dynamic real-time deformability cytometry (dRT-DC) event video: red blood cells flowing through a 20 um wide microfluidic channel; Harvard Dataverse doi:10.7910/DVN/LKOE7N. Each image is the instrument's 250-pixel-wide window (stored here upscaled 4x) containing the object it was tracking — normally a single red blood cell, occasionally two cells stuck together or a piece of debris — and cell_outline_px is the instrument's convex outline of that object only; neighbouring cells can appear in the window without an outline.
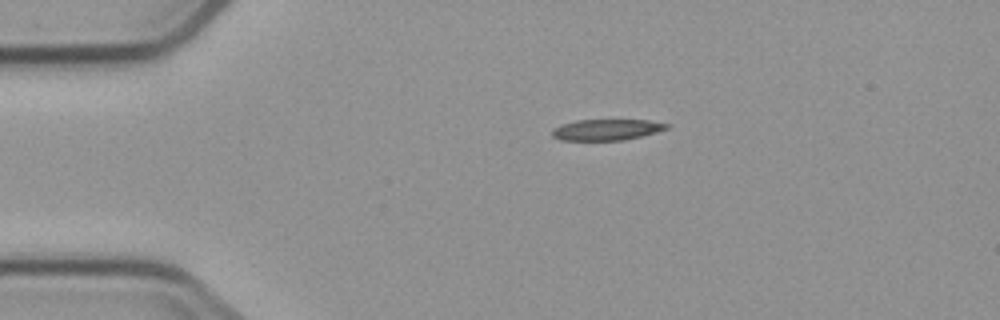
{"species": "common noctule bat (a hibernating species)", "species_latin": "Nyctalus noctula", "temperature_condition": "cold", "stored_images_in_passage": 4, "camera_frame_rate_fps": 3000, "um_per_image_px": 0.085, "animal": {"sex": "male", "body_mass_g": 23.1, "forearm_length_mm": 52.7}, "frame": {"image": 1, "passage_image": 1, "time_ms": 0.0, "image_size_px": [1000, 320], "cell_outline_px": [[672, 124], [668, 128], [656, 132], [624, 140], [560, 140], [552, 136], [552, 128], [560, 124], [576, 120], [648, 120]], "centroid_in_image_um": [51.54, 11.01], "position_along_channel_um": 33.5, "area_um2": 14.1}}
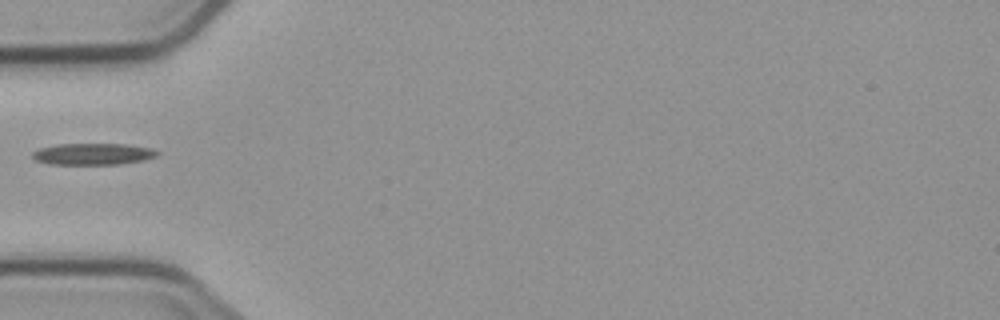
{"frame": {"image": 2, "passage_image": 3, "time_ms": 2.333, "image_size_px": [1000, 320], "cell_outline_px": [[160, 152], [156, 156], [144, 160], [120, 164], [52, 164], [36, 160], [32, 156], [32, 152], [40, 148], [56, 144], [124, 144], [152, 148]], "centroid_in_image_um": [7.92, 13.08], "position_along_channel_um": 77.1, "area_um2": 15.61}}
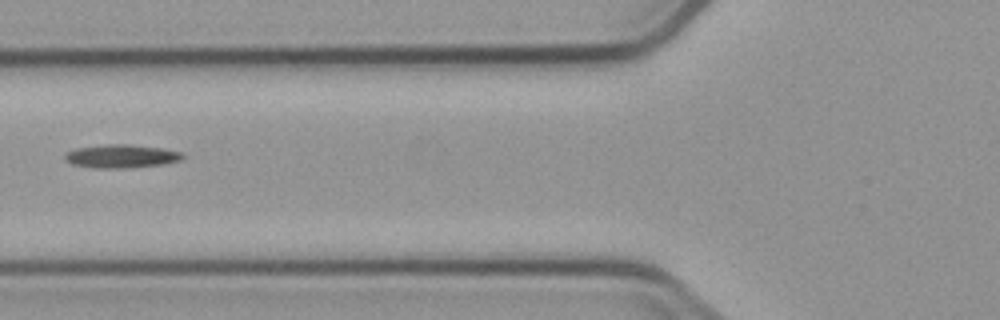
{"frame": {"image": 3, "passage_image": 4, "time_ms": 3.333, "image_size_px": [1000, 320], "cell_outline_px": [[184, 156], [180, 160], [164, 164], [124, 168], [96, 168], [72, 164], [64, 160], [64, 156], [68, 152], [76, 148], [108, 144], [128, 144], [164, 148], [180, 152]], "centroid_in_image_um": [10.3, 13.27], "position_along_channel_um": 115.5, "area_um2": 15.95}}